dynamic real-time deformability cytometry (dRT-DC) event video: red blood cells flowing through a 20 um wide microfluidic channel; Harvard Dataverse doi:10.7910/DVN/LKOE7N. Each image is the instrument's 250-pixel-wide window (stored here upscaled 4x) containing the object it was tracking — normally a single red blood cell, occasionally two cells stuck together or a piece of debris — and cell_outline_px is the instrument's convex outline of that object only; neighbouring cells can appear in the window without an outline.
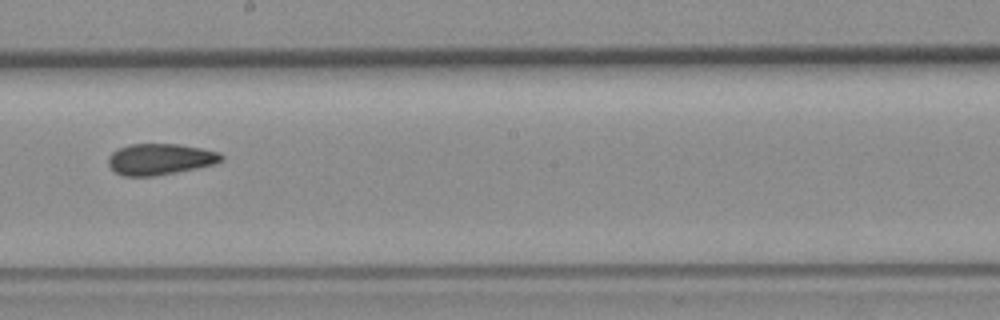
{"species": "common noctule bat (a hibernating species)", "species_latin": "Nyctalus noctula", "temperature_condition": "room temperature", "stored_images_in_passage": 7, "camera_frame_rate_fps": 3000, "um_per_image_px": 0.085, "animal": {"sex": "female", "body_mass_g": 19.3, "forearm_length_mm": 54.1}, "frame": {"image": 1, "passage_image": 6, "time_ms": 6.0, "image_size_px": [1000, 320], "cell_outline_px": [[224, 160], [216, 164], [196, 168], [152, 176], [124, 176], [116, 172], [108, 164], [108, 156], [112, 152], [128, 144], [180, 144], [220, 152], [224, 156]], "centroid_in_image_um": [13.63, 13.52], "position_along_channel_um": 234.6, "area_um2": 20.52}}
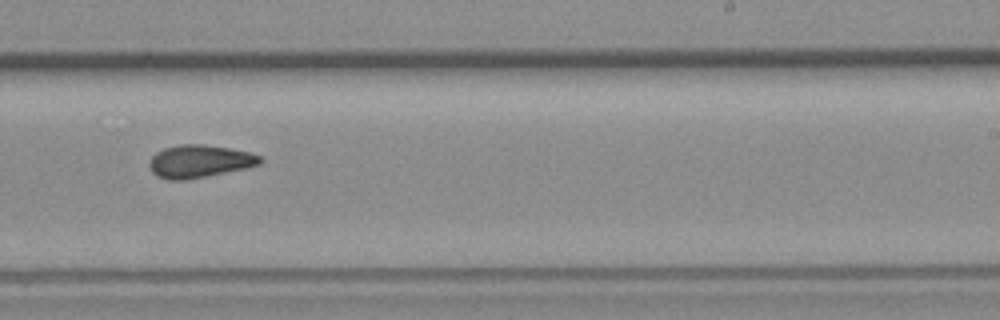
{"frame": {"image": 2, "passage_image": 7, "time_ms": 7.0, "image_size_px": [1000, 320], "cell_outline_px": [[264, 160], [260, 164], [244, 168], [184, 180], [168, 180], [156, 176], [152, 172], [148, 164], [152, 156], [156, 152], [164, 148], [180, 144], [204, 144], [228, 148], [248, 152], [260, 156]], "centroid_in_image_um": [16.91, 13.7], "position_along_channel_um": 272.1, "area_um2": 20.92}}